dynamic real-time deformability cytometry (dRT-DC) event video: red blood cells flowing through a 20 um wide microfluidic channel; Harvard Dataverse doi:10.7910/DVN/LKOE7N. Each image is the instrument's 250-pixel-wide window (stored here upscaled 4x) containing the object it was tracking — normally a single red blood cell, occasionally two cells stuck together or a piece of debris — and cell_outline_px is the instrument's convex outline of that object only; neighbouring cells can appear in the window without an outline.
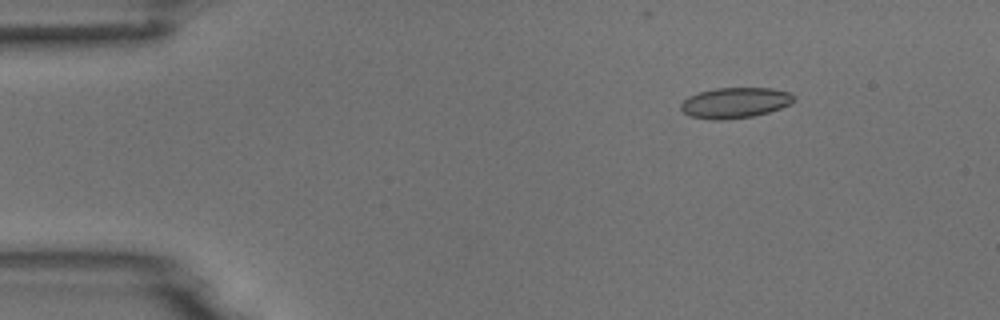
{"species": "common noctule bat (a hibernating species)", "species_latin": "Nyctalus noctula", "temperature_condition": "room temperature", "stored_images_in_passage": 3, "camera_frame_rate_fps": 3000, "um_per_image_px": 0.085, "animal": {"sex": "male", "body_mass_g": 18.8}, "frame": {"image": 1, "passage_image": 1, "time_ms": 0.0, "image_size_px": [1000, 320], "cell_outline_px": [[796, 96], [788, 104], [780, 108], [768, 112], [752, 116], [720, 120], [708, 120], [688, 116], [680, 108], [680, 104], [688, 96], [700, 92], [716, 88], [772, 88], [792, 92]], "centroid_in_image_um": [62.45, 8.73], "position_along_channel_um": 22.5, "area_um2": 20.17}}